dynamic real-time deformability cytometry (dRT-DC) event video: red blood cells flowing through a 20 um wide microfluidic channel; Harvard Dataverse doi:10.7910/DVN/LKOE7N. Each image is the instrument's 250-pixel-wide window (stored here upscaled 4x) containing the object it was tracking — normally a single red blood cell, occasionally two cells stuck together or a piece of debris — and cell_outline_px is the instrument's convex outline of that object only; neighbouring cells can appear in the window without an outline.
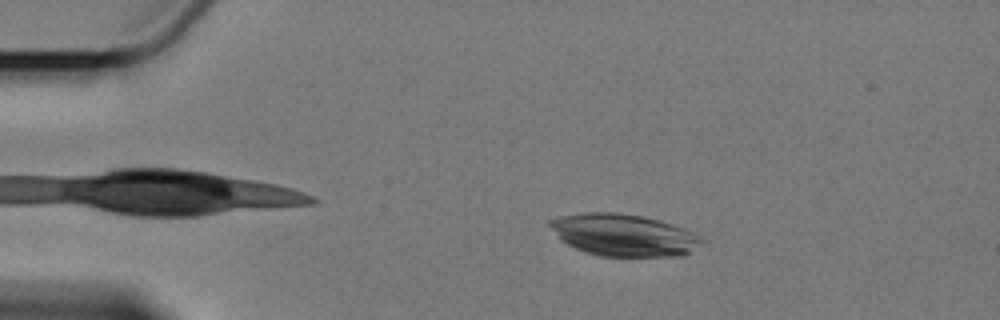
{"species": "Egyptian fruit bat (a non-hibernating species)", "species_latin": "Rousettus aegyptiacus", "temperature_condition": "cold", "stored_images_in_passage": 54, "camera_frame_rate_fps": 3000, "um_per_image_px": 0.085, "animal": {"sex": "female"}, "frame": {"image": 1, "passage_image": 6, "time_ms": 1.667, "image_size_px": [1000, 320], "cell_outline_px": [[708, 240], [684, 256], [600, 256], [576, 248], [560, 240], [548, 224], [548, 220], [564, 216], [584, 212], [616, 212], [640, 216], [672, 224], [684, 228]], "centroid_in_image_um": [53.05, 19.98], "position_along_channel_um": 32.0, "area_um2": 37.11}}
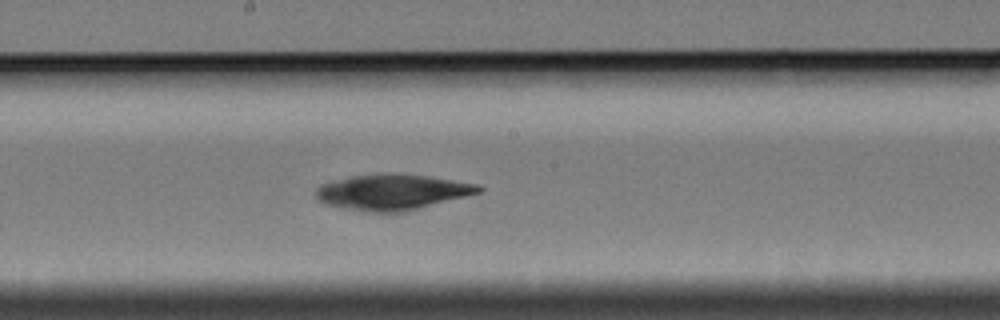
{"frame": {"image": 2, "passage_image": 27, "time_ms": 8.667, "image_size_px": [1000, 320], "cell_outline_px": [[484, 188], [480, 192], [408, 212], [364, 212], [324, 204], [316, 200], [316, 188], [320, 184], [352, 176], [376, 172], [388, 172], [428, 176], [476, 184]], "centroid_in_image_um": [33.3, 16.32], "position_along_channel_um": 214.9, "area_um2": 34.22}}
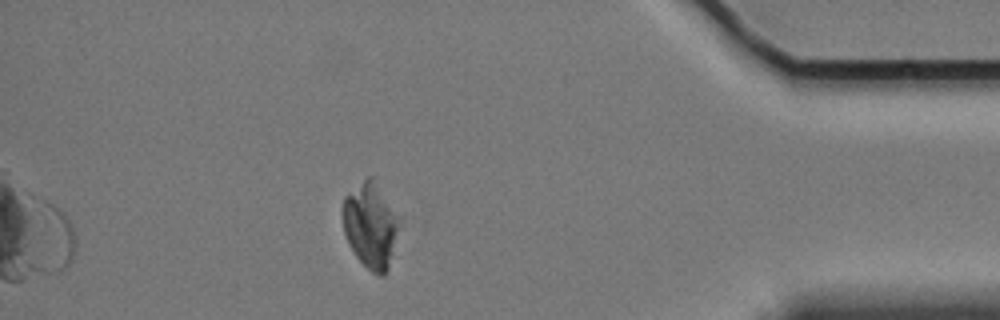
{"frame": {"image": 3, "passage_image": 47, "time_ms": 15.333, "image_size_px": [1000, 320], "cell_outline_px": [[400, 224], [388, 268], [384, 276], [380, 276], [372, 272], [356, 256], [348, 244], [344, 232], [340, 212], [344, 196], [368, 176], [372, 176], [396, 216]], "centroid_in_image_um": [31.44, 19.17], "position_along_channel_um": 403.8, "area_um2": 27.69}}